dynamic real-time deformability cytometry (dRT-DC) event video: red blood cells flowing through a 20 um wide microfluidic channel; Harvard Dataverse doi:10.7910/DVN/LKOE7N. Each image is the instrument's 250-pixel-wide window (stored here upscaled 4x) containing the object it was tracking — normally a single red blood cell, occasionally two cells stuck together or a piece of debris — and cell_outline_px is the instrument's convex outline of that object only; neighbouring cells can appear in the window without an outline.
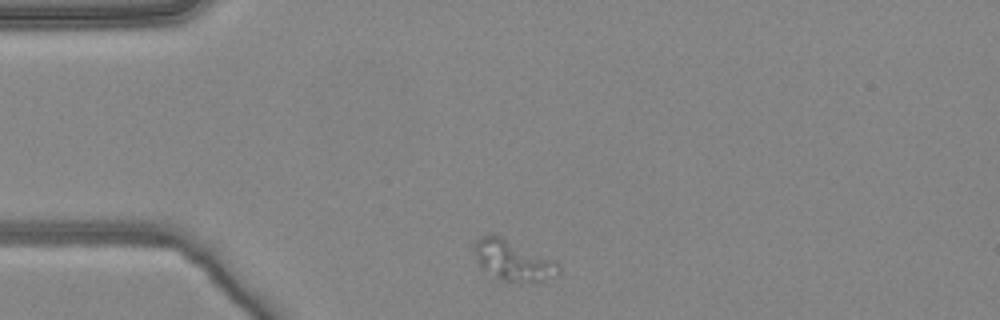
{"species": "common noctule bat (a hibernating species)", "species_latin": "Nyctalus noctula", "temperature_condition": "warm", "stored_images_in_passage": 3, "camera_frame_rate_fps": 3000, "um_per_image_px": 0.085, "animal": {"sex": "female", "body_mass_g": 24.6, "forearm_length_mm": 56.2}, "frame": {"image": 1, "passage_image": 1, "time_ms": 0.0, "image_size_px": [1000, 320], "cell_outline_px": [[560, 272], [556, 276], [544, 280], [500, 280], [484, 272], [480, 268], [476, 260], [472, 248], [472, 244], [480, 236], [488, 232], [496, 232], [556, 260], [560, 268]], "centroid_in_image_um": [43.53, 22.05], "position_along_channel_um": 41.5, "area_um2": 20.63}}
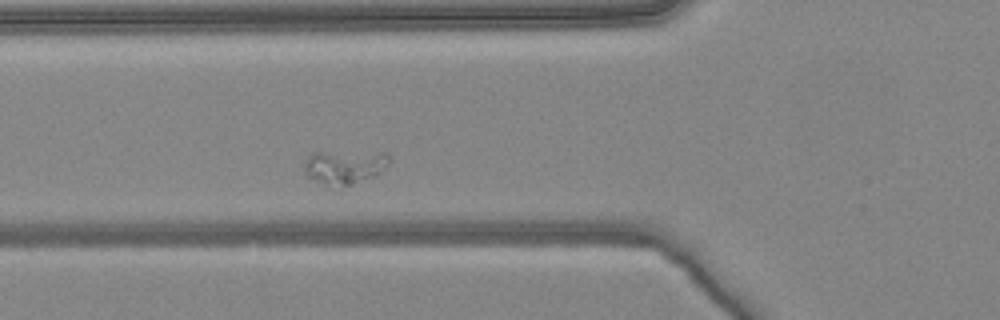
{"frame": {"image": 2, "passage_image": 3, "time_ms": 0.667, "image_size_px": [1000, 320], "cell_outline_px": [[392, 160], [376, 176], [352, 184], [324, 184], [308, 176], [304, 172], [304, 164], [308, 156], [312, 152], [388, 152], [392, 156]], "centroid_in_image_um": [29.35, 14.14], "position_along_channel_um": 96.4, "area_um2": 16.7}}